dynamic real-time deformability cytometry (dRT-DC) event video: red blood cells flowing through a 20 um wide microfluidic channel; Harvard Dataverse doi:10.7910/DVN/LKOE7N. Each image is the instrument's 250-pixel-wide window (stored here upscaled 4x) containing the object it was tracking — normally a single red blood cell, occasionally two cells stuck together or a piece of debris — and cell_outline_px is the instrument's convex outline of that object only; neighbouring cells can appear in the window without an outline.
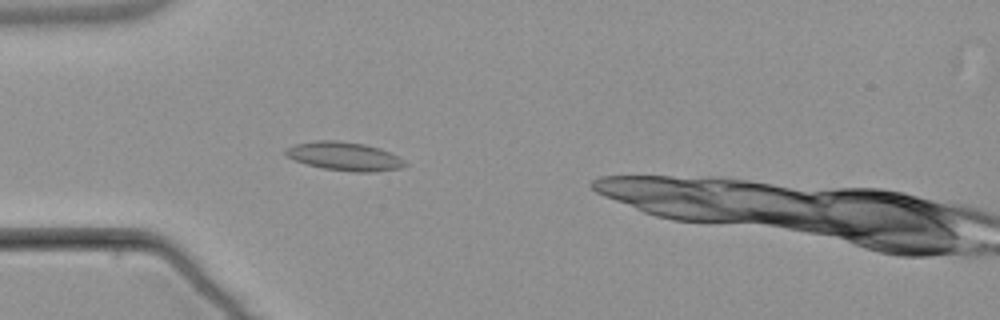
{"species": "common noctule bat (a hibernating species)", "species_latin": "Nyctalus noctula", "temperature_condition": "warm", "stored_images_in_passage": 3, "camera_frame_rate_fps": 3000, "um_per_image_px": 0.085, "animal": {"sex": "male", "body_mass_g": 21.5, "forearm_length_mm": 52.0}, "frame": {"image": 1, "passage_image": 3, "time_ms": 2.333, "image_size_px": [1000, 320], "cell_outline_px": [[408, 164], [400, 168], [372, 172], [352, 172], [320, 168], [284, 156], [284, 148], [292, 144], [316, 140], [336, 140], [364, 144], [380, 148], [404, 160]], "centroid_in_image_um": [29.21, 13.28], "position_along_channel_um": 55.8, "area_um2": 20.0}}